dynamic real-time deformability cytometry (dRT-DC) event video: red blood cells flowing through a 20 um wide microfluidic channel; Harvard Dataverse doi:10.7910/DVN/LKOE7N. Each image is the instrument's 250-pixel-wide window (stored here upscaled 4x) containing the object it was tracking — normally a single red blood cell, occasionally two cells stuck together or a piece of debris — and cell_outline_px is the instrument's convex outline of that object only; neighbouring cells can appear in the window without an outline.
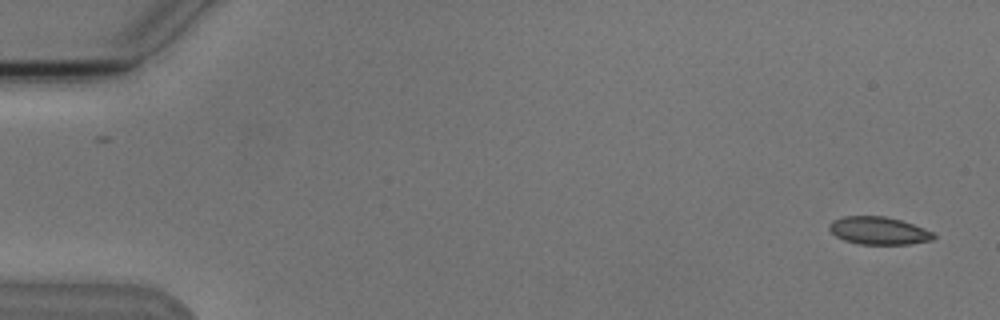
{"species": "Egyptian fruit bat (a non-hibernating species)", "species_latin": "Rousettus aegyptiacus", "temperature_condition": "cold", "stored_images_in_passage": 6, "camera_frame_rate_fps": 3000, "um_per_image_px": 0.085, "animal": {"sex": "male"}, "frame": {"image": 1, "passage_image": 1, "time_ms": 0.0, "image_size_px": [1000, 320], "cell_outline_px": [[936, 236], [932, 240], [908, 244], [860, 244], [844, 240], [836, 236], [828, 228], [828, 224], [832, 220], [844, 216], [884, 216], [900, 220], [924, 228], [932, 232]], "centroid_in_image_um": [74.66, 19.6], "position_along_channel_um": 10.3, "area_um2": 16.76}}